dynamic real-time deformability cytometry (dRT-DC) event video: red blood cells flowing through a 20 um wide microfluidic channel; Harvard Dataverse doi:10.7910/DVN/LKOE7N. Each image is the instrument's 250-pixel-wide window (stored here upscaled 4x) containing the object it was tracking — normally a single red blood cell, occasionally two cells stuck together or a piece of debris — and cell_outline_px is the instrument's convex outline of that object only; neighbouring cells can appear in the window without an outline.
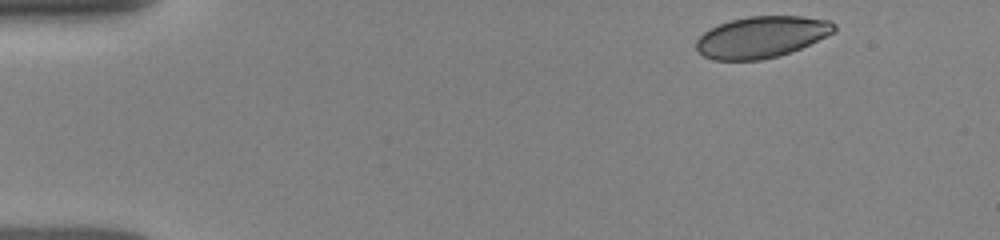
{"species": "human", "species_latin": "Homo sapiens", "temperature_condition": "room temperature", "stored_images_in_passage": 31, "camera_frame_rate_fps": 3000, "um_per_image_px": 0.085, "donor": {"sex": "female"}, "frame": {"image": 1, "passage_image": 1, "time_ms": 0.0, "image_size_px": [1000, 240], "cell_outline_px": [[836, 32], [800, 48], [776, 56], [760, 60], [712, 60], [704, 56], [696, 48], [696, 40], [704, 32], [720, 24], [732, 20], [748, 16], [800, 16], [828, 20], [836, 24]], "centroid_in_image_um": [64.74, 3.14], "position_along_channel_um": 20.3, "area_um2": 33.06}}
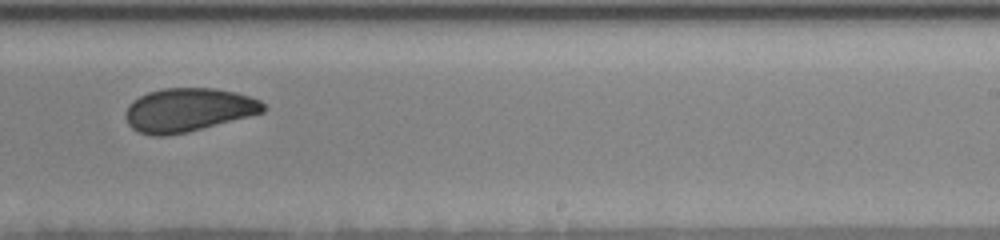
{"frame": {"image": 2, "passage_image": 18, "time_ms": 8.667, "image_size_px": [1000, 240], "cell_outline_px": [[268, 108], [264, 112], [188, 132], [164, 136], [152, 136], [136, 132], [128, 124], [128, 104], [132, 100], [148, 92], [164, 88], [216, 88], [236, 92], [260, 100]], "centroid_in_image_um": [16.01, 9.34], "position_along_channel_um": 273.0, "area_um2": 34.91}}
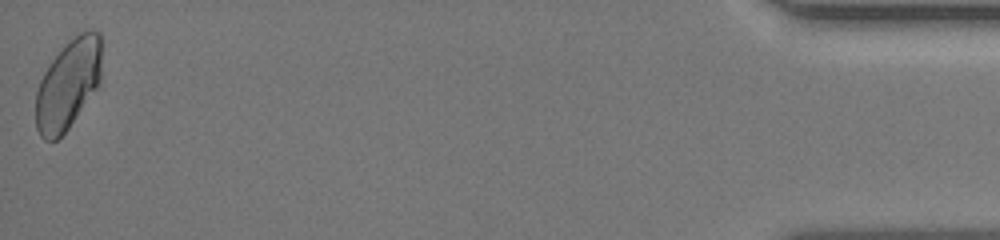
{"frame": {"image": 3, "passage_image": 31, "time_ms": 14.667, "image_size_px": [1000, 240], "cell_outline_px": [[100, 84], [68, 128], [56, 140], [44, 140], [40, 136], [36, 128], [36, 92], [40, 80], [44, 72], [52, 60], [68, 40], [80, 32], [88, 28], [100, 32]], "centroid_in_image_um": [5.79, 7.15], "position_along_channel_um": 429.4, "area_um2": 34.33}}